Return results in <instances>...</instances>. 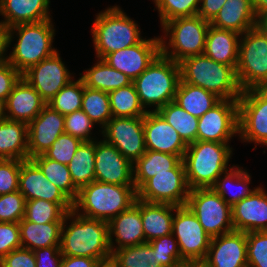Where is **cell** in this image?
Returning a JSON list of instances; mask_svg holds the SVG:
<instances>
[{
  "instance_id": "obj_62",
  "label": "cell",
  "mask_w": 267,
  "mask_h": 267,
  "mask_svg": "<svg viewBox=\"0 0 267 267\" xmlns=\"http://www.w3.org/2000/svg\"><path fill=\"white\" fill-rule=\"evenodd\" d=\"M258 25L266 32L267 34V18L259 20Z\"/></svg>"
},
{
  "instance_id": "obj_23",
  "label": "cell",
  "mask_w": 267,
  "mask_h": 267,
  "mask_svg": "<svg viewBox=\"0 0 267 267\" xmlns=\"http://www.w3.org/2000/svg\"><path fill=\"white\" fill-rule=\"evenodd\" d=\"M108 232L112 253L116 249L145 243L139 199H136L135 203L126 211L121 212L108 222Z\"/></svg>"
},
{
  "instance_id": "obj_38",
  "label": "cell",
  "mask_w": 267,
  "mask_h": 267,
  "mask_svg": "<svg viewBox=\"0 0 267 267\" xmlns=\"http://www.w3.org/2000/svg\"><path fill=\"white\" fill-rule=\"evenodd\" d=\"M30 159L39 167L47 180L57 186L72 202L75 201L78 189L74 186L67 165L49 159L44 154Z\"/></svg>"
},
{
  "instance_id": "obj_37",
  "label": "cell",
  "mask_w": 267,
  "mask_h": 267,
  "mask_svg": "<svg viewBox=\"0 0 267 267\" xmlns=\"http://www.w3.org/2000/svg\"><path fill=\"white\" fill-rule=\"evenodd\" d=\"M164 120L178 132L188 145L197 141L198 117H195L171 101L157 110Z\"/></svg>"
},
{
  "instance_id": "obj_1",
  "label": "cell",
  "mask_w": 267,
  "mask_h": 267,
  "mask_svg": "<svg viewBox=\"0 0 267 267\" xmlns=\"http://www.w3.org/2000/svg\"><path fill=\"white\" fill-rule=\"evenodd\" d=\"M60 251L63 256L90 257L100 262L111 259L108 222L87 218L71 210L63 220Z\"/></svg>"
},
{
  "instance_id": "obj_49",
  "label": "cell",
  "mask_w": 267,
  "mask_h": 267,
  "mask_svg": "<svg viewBox=\"0 0 267 267\" xmlns=\"http://www.w3.org/2000/svg\"><path fill=\"white\" fill-rule=\"evenodd\" d=\"M65 133H68L83 142L94 141L92 138V128L94 122L82 110L64 115Z\"/></svg>"
},
{
  "instance_id": "obj_46",
  "label": "cell",
  "mask_w": 267,
  "mask_h": 267,
  "mask_svg": "<svg viewBox=\"0 0 267 267\" xmlns=\"http://www.w3.org/2000/svg\"><path fill=\"white\" fill-rule=\"evenodd\" d=\"M26 199L18 190L0 195V222L19 223L25 216Z\"/></svg>"
},
{
  "instance_id": "obj_39",
  "label": "cell",
  "mask_w": 267,
  "mask_h": 267,
  "mask_svg": "<svg viewBox=\"0 0 267 267\" xmlns=\"http://www.w3.org/2000/svg\"><path fill=\"white\" fill-rule=\"evenodd\" d=\"M112 117H144L146 109L141 105L134 83L108 93Z\"/></svg>"
},
{
  "instance_id": "obj_52",
  "label": "cell",
  "mask_w": 267,
  "mask_h": 267,
  "mask_svg": "<svg viewBox=\"0 0 267 267\" xmlns=\"http://www.w3.org/2000/svg\"><path fill=\"white\" fill-rule=\"evenodd\" d=\"M22 74L17 71L6 59L0 63V99L7 100Z\"/></svg>"
},
{
  "instance_id": "obj_51",
  "label": "cell",
  "mask_w": 267,
  "mask_h": 267,
  "mask_svg": "<svg viewBox=\"0 0 267 267\" xmlns=\"http://www.w3.org/2000/svg\"><path fill=\"white\" fill-rule=\"evenodd\" d=\"M19 248H22L19 223L0 222V260Z\"/></svg>"
},
{
  "instance_id": "obj_12",
  "label": "cell",
  "mask_w": 267,
  "mask_h": 267,
  "mask_svg": "<svg viewBox=\"0 0 267 267\" xmlns=\"http://www.w3.org/2000/svg\"><path fill=\"white\" fill-rule=\"evenodd\" d=\"M238 136L244 142L267 146V96L259 89L243 90L238 99Z\"/></svg>"
},
{
  "instance_id": "obj_34",
  "label": "cell",
  "mask_w": 267,
  "mask_h": 267,
  "mask_svg": "<svg viewBox=\"0 0 267 267\" xmlns=\"http://www.w3.org/2000/svg\"><path fill=\"white\" fill-rule=\"evenodd\" d=\"M221 99L215 94L197 86L190 85L180 79L174 102L189 114L201 117Z\"/></svg>"
},
{
  "instance_id": "obj_29",
  "label": "cell",
  "mask_w": 267,
  "mask_h": 267,
  "mask_svg": "<svg viewBox=\"0 0 267 267\" xmlns=\"http://www.w3.org/2000/svg\"><path fill=\"white\" fill-rule=\"evenodd\" d=\"M145 243L172 234L175 205L140 200Z\"/></svg>"
},
{
  "instance_id": "obj_19",
  "label": "cell",
  "mask_w": 267,
  "mask_h": 267,
  "mask_svg": "<svg viewBox=\"0 0 267 267\" xmlns=\"http://www.w3.org/2000/svg\"><path fill=\"white\" fill-rule=\"evenodd\" d=\"M95 181L115 185H134L133 163L104 139L96 140Z\"/></svg>"
},
{
  "instance_id": "obj_9",
  "label": "cell",
  "mask_w": 267,
  "mask_h": 267,
  "mask_svg": "<svg viewBox=\"0 0 267 267\" xmlns=\"http://www.w3.org/2000/svg\"><path fill=\"white\" fill-rule=\"evenodd\" d=\"M236 74L242 90L267 84V34L259 25L240 36Z\"/></svg>"
},
{
  "instance_id": "obj_18",
  "label": "cell",
  "mask_w": 267,
  "mask_h": 267,
  "mask_svg": "<svg viewBox=\"0 0 267 267\" xmlns=\"http://www.w3.org/2000/svg\"><path fill=\"white\" fill-rule=\"evenodd\" d=\"M27 200L43 199L57 203L66 213L73 210V202L52 182L47 180L39 167L31 160H22L19 189Z\"/></svg>"
},
{
  "instance_id": "obj_57",
  "label": "cell",
  "mask_w": 267,
  "mask_h": 267,
  "mask_svg": "<svg viewBox=\"0 0 267 267\" xmlns=\"http://www.w3.org/2000/svg\"><path fill=\"white\" fill-rule=\"evenodd\" d=\"M252 4L258 20L267 18V0H252Z\"/></svg>"
},
{
  "instance_id": "obj_2",
  "label": "cell",
  "mask_w": 267,
  "mask_h": 267,
  "mask_svg": "<svg viewBox=\"0 0 267 267\" xmlns=\"http://www.w3.org/2000/svg\"><path fill=\"white\" fill-rule=\"evenodd\" d=\"M52 19L38 23L18 24L6 29V49L15 38L18 39L6 60L21 74L41 60L52 56L57 49L53 47L55 28Z\"/></svg>"
},
{
  "instance_id": "obj_55",
  "label": "cell",
  "mask_w": 267,
  "mask_h": 267,
  "mask_svg": "<svg viewBox=\"0 0 267 267\" xmlns=\"http://www.w3.org/2000/svg\"><path fill=\"white\" fill-rule=\"evenodd\" d=\"M226 0H200L198 16L203 20L211 22L218 14Z\"/></svg>"
},
{
  "instance_id": "obj_42",
  "label": "cell",
  "mask_w": 267,
  "mask_h": 267,
  "mask_svg": "<svg viewBox=\"0 0 267 267\" xmlns=\"http://www.w3.org/2000/svg\"><path fill=\"white\" fill-rule=\"evenodd\" d=\"M83 93V80L81 78L72 80L52 98L48 105L62 115L73 113L81 110Z\"/></svg>"
},
{
  "instance_id": "obj_47",
  "label": "cell",
  "mask_w": 267,
  "mask_h": 267,
  "mask_svg": "<svg viewBox=\"0 0 267 267\" xmlns=\"http://www.w3.org/2000/svg\"><path fill=\"white\" fill-rule=\"evenodd\" d=\"M82 142L80 139L64 132L44 155L49 159L67 165L72 160V157Z\"/></svg>"
},
{
  "instance_id": "obj_7",
  "label": "cell",
  "mask_w": 267,
  "mask_h": 267,
  "mask_svg": "<svg viewBox=\"0 0 267 267\" xmlns=\"http://www.w3.org/2000/svg\"><path fill=\"white\" fill-rule=\"evenodd\" d=\"M180 79L179 63L160 53L133 83L144 109L153 106L157 111L174 101Z\"/></svg>"
},
{
  "instance_id": "obj_58",
  "label": "cell",
  "mask_w": 267,
  "mask_h": 267,
  "mask_svg": "<svg viewBox=\"0 0 267 267\" xmlns=\"http://www.w3.org/2000/svg\"><path fill=\"white\" fill-rule=\"evenodd\" d=\"M6 29L0 24V63L6 59Z\"/></svg>"
},
{
  "instance_id": "obj_64",
  "label": "cell",
  "mask_w": 267,
  "mask_h": 267,
  "mask_svg": "<svg viewBox=\"0 0 267 267\" xmlns=\"http://www.w3.org/2000/svg\"><path fill=\"white\" fill-rule=\"evenodd\" d=\"M263 232L267 234V226L265 227V229L263 230Z\"/></svg>"
},
{
  "instance_id": "obj_27",
  "label": "cell",
  "mask_w": 267,
  "mask_h": 267,
  "mask_svg": "<svg viewBox=\"0 0 267 267\" xmlns=\"http://www.w3.org/2000/svg\"><path fill=\"white\" fill-rule=\"evenodd\" d=\"M258 23L252 0H226L210 25L243 34Z\"/></svg>"
},
{
  "instance_id": "obj_22",
  "label": "cell",
  "mask_w": 267,
  "mask_h": 267,
  "mask_svg": "<svg viewBox=\"0 0 267 267\" xmlns=\"http://www.w3.org/2000/svg\"><path fill=\"white\" fill-rule=\"evenodd\" d=\"M143 129L146 150L169 153L183 159L188 145L157 111L148 109Z\"/></svg>"
},
{
  "instance_id": "obj_13",
  "label": "cell",
  "mask_w": 267,
  "mask_h": 267,
  "mask_svg": "<svg viewBox=\"0 0 267 267\" xmlns=\"http://www.w3.org/2000/svg\"><path fill=\"white\" fill-rule=\"evenodd\" d=\"M189 191L182 160L174 169L170 170V173H158L147 180L137 190V199L151 203L184 206Z\"/></svg>"
},
{
  "instance_id": "obj_36",
  "label": "cell",
  "mask_w": 267,
  "mask_h": 267,
  "mask_svg": "<svg viewBox=\"0 0 267 267\" xmlns=\"http://www.w3.org/2000/svg\"><path fill=\"white\" fill-rule=\"evenodd\" d=\"M96 140L82 142L67 164L74 186L80 188L95 181Z\"/></svg>"
},
{
  "instance_id": "obj_30",
  "label": "cell",
  "mask_w": 267,
  "mask_h": 267,
  "mask_svg": "<svg viewBox=\"0 0 267 267\" xmlns=\"http://www.w3.org/2000/svg\"><path fill=\"white\" fill-rule=\"evenodd\" d=\"M0 159H28V124L0 121Z\"/></svg>"
},
{
  "instance_id": "obj_40",
  "label": "cell",
  "mask_w": 267,
  "mask_h": 267,
  "mask_svg": "<svg viewBox=\"0 0 267 267\" xmlns=\"http://www.w3.org/2000/svg\"><path fill=\"white\" fill-rule=\"evenodd\" d=\"M111 260L117 267H163L148 242L116 249Z\"/></svg>"
},
{
  "instance_id": "obj_17",
  "label": "cell",
  "mask_w": 267,
  "mask_h": 267,
  "mask_svg": "<svg viewBox=\"0 0 267 267\" xmlns=\"http://www.w3.org/2000/svg\"><path fill=\"white\" fill-rule=\"evenodd\" d=\"M161 53L160 36L108 54L103 60L133 82Z\"/></svg>"
},
{
  "instance_id": "obj_33",
  "label": "cell",
  "mask_w": 267,
  "mask_h": 267,
  "mask_svg": "<svg viewBox=\"0 0 267 267\" xmlns=\"http://www.w3.org/2000/svg\"><path fill=\"white\" fill-rule=\"evenodd\" d=\"M80 75H82L80 78L86 87L106 93L132 83L126 74L112 68L103 59L99 58L95 65Z\"/></svg>"
},
{
  "instance_id": "obj_6",
  "label": "cell",
  "mask_w": 267,
  "mask_h": 267,
  "mask_svg": "<svg viewBox=\"0 0 267 267\" xmlns=\"http://www.w3.org/2000/svg\"><path fill=\"white\" fill-rule=\"evenodd\" d=\"M95 18L91 33L97 59L134 46L143 39L138 24L118 5L108 7Z\"/></svg>"
},
{
  "instance_id": "obj_35",
  "label": "cell",
  "mask_w": 267,
  "mask_h": 267,
  "mask_svg": "<svg viewBox=\"0 0 267 267\" xmlns=\"http://www.w3.org/2000/svg\"><path fill=\"white\" fill-rule=\"evenodd\" d=\"M224 176V177H222ZM235 183V184H233ZM251 183V175L247 170L242 167L232 165L224 175H220L215 184L211 187L220 197L231 207L248 197L256 188L250 189L249 185ZM240 187L239 191L233 193L231 191V186ZM230 195V197H228Z\"/></svg>"
},
{
  "instance_id": "obj_44",
  "label": "cell",
  "mask_w": 267,
  "mask_h": 267,
  "mask_svg": "<svg viewBox=\"0 0 267 267\" xmlns=\"http://www.w3.org/2000/svg\"><path fill=\"white\" fill-rule=\"evenodd\" d=\"M158 9L161 26L178 17H192L198 14L200 0H153Z\"/></svg>"
},
{
  "instance_id": "obj_3",
  "label": "cell",
  "mask_w": 267,
  "mask_h": 267,
  "mask_svg": "<svg viewBox=\"0 0 267 267\" xmlns=\"http://www.w3.org/2000/svg\"><path fill=\"white\" fill-rule=\"evenodd\" d=\"M136 199L137 191L134 185L92 181L78 190L73 202V211L87 218L109 222L126 211Z\"/></svg>"
},
{
  "instance_id": "obj_63",
  "label": "cell",
  "mask_w": 267,
  "mask_h": 267,
  "mask_svg": "<svg viewBox=\"0 0 267 267\" xmlns=\"http://www.w3.org/2000/svg\"><path fill=\"white\" fill-rule=\"evenodd\" d=\"M259 89L267 96V84L260 86Z\"/></svg>"
},
{
  "instance_id": "obj_53",
  "label": "cell",
  "mask_w": 267,
  "mask_h": 267,
  "mask_svg": "<svg viewBox=\"0 0 267 267\" xmlns=\"http://www.w3.org/2000/svg\"><path fill=\"white\" fill-rule=\"evenodd\" d=\"M1 267H36V259L32 250L19 248L12 250L2 260Z\"/></svg>"
},
{
  "instance_id": "obj_60",
  "label": "cell",
  "mask_w": 267,
  "mask_h": 267,
  "mask_svg": "<svg viewBox=\"0 0 267 267\" xmlns=\"http://www.w3.org/2000/svg\"><path fill=\"white\" fill-rule=\"evenodd\" d=\"M177 267H203V264L198 262H184L179 264Z\"/></svg>"
},
{
  "instance_id": "obj_45",
  "label": "cell",
  "mask_w": 267,
  "mask_h": 267,
  "mask_svg": "<svg viewBox=\"0 0 267 267\" xmlns=\"http://www.w3.org/2000/svg\"><path fill=\"white\" fill-rule=\"evenodd\" d=\"M156 252L158 262L163 267H177L185 261L181 258L179 245L173 234L162 236L148 242Z\"/></svg>"
},
{
  "instance_id": "obj_11",
  "label": "cell",
  "mask_w": 267,
  "mask_h": 267,
  "mask_svg": "<svg viewBox=\"0 0 267 267\" xmlns=\"http://www.w3.org/2000/svg\"><path fill=\"white\" fill-rule=\"evenodd\" d=\"M172 234L185 262H203L212 237L205 232L196 215L186 205L175 206Z\"/></svg>"
},
{
  "instance_id": "obj_26",
  "label": "cell",
  "mask_w": 267,
  "mask_h": 267,
  "mask_svg": "<svg viewBox=\"0 0 267 267\" xmlns=\"http://www.w3.org/2000/svg\"><path fill=\"white\" fill-rule=\"evenodd\" d=\"M50 0H0V24L9 29L18 24L38 23L50 16Z\"/></svg>"
},
{
  "instance_id": "obj_25",
  "label": "cell",
  "mask_w": 267,
  "mask_h": 267,
  "mask_svg": "<svg viewBox=\"0 0 267 267\" xmlns=\"http://www.w3.org/2000/svg\"><path fill=\"white\" fill-rule=\"evenodd\" d=\"M5 103L7 119L26 124L35 119L46 105L38 92L23 77L16 83Z\"/></svg>"
},
{
  "instance_id": "obj_43",
  "label": "cell",
  "mask_w": 267,
  "mask_h": 267,
  "mask_svg": "<svg viewBox=\"0 0 267 267\" xmlns=\"http://www.w3.org/2000/svg\"><path fill=\"white\" fill-rule=\"evenodd\" d=\"M67 213L57 204L43 199L27 200L24 218L38 224L63 222Z\"/></svg>"
},
{
  "instance_id": "obj_41",
  "label": "cell",
  "mask_w": 267,
  "mask_h": 267,
  "mask_svg": "<svg viewBox=\"0 0 267 267\" xmlns=\"http://www.w3.org/2000/svg\"><path fill=\"white\" fill-rule=\"evenodd\" d=\"M81 110L101 129L113 118L108 93L85 85Z\"/></svg>"
},
{
  "instance_id": "obj_50",
  "label": "cell",
  "mask_w": 267,
  "mask_h": 267,
  "mask_svg": "<svg viewBox=\"0 0 267 267\" xmlns=\"http://www.w3.org/2000/svg\"><path fill=\"white\" fill-rule=\"evenodd\" d=\"M22 160L0 159V195L18 191Z\"/></svg>"
},
{
  "instance_id": "obj_4",
  "label": "cell",
  "mask_w": 267,
  "mask_h": 267,
  "mask_svg": "<svg viewBox=\"0 0 267 267\" xmlns=\"http://www.w3.org/2000/svg\"><path fill=\"white\" fill-rule=\"evenodd\" d=\"M179 66L180 78L185 83L201 87L220 99L238 100L241 96L236 66L216 62L204 53L183 59Z\"/></svg>"
},
{
  "instance_id": "obj_5",
  "label": "cell",
  "mask_w": 267,
  "mask_h": 267,
  "mask_svg": "<svg viewBox=\"0 0 267 267\" xmlns=\"http://www.w3.org/2000/svg\"><path fill=\"white\" fill-rule=\"evenodd\" d=\"M229 143L196 141L188 144L183 162L189 189L211 188L229 170L232 157Z\"/></svg>"
},
{
  "instance_id": "obj_24",
  "label": "cell",
  "mask_w": 267,
  "mask_h": 267,
  "mask_svg": "<svg viewBox=\"0 0 267 267\" xmlns=\"http://www.w3.org/2000/svg\"><path fill=\"white\" fill-rule=\"evenodd\" d=\"M235 231H263L267 226V192L261 186L231 207Z\"/></svg>"
},
{
  "instance_id": "obj_16",
  "label": "cell",
  "mask_w": 267,
  "mask_h": 267,
  "mask_svg": "<svg viewBox=\"0 0 267 267\" xmlns=\"http://www.w3.org/2000/svg\"><path fill=\"white\" fill-rule=\"evenodd\" d=\"M66 68L58 51L31 66L22 77L48 104L52 98L74 78Z\"/></svg>"
},
{
  "instance_id": "obj_8",
  "label": "cell",
  "mask_w": 267,
  "mask_h": 267,
  "mask_svg": "<svg viewBox=\"0 0 267 267\" xmlns=\"http://www.w3.org/2000/svg\"><path fill=\"white\" fill-rule=\"evenodd\" d=\"M209 26L210 22L198 15L165 22L162 25L164 36L160 37L161 54L177 63L187 57L203 54Z\"/></svg>"
},
{
  "instance_id": "obj_54",
  "label": "cell",
  "mask_w": 267,
  "mask_h": 267,
  "mask_svg": "<svg viewBox=\"0 0 267 267\" xmlns=\"http://www.w3.org/2000/svg\"><path fill=\"white\" fill-rule=\"evenodd\" d=\"M36 267H61L63 255L60 246H51L33 251Z\"/></svg>"
},
{
  "instance_id": "obj_48",
  "label": "cell",
  "mask_w": 267,
  "mask_h": 267,
  "mask_svg": "<svg viewBox=\"0 0 267 267\" xmlns=\"http://www.w3.org/2000/svg\"><path fill=\"white\" fill-rule=\"evenodd\" d=\"M248 267H267V234L263 231L247 233Z\"/></svg>"
},
{
  "instance_id": "obj_21",
  "label": "cell",
  "mask_w": 267,
  "mask_h": 267,
  "mask_svg": "<svg viewBox=\"0 0 267 267\" xmlns=\"http://www.w3.org/2000/svg\"><path fill=\"white\" fill-rule=\"evenodd\" d=\"M64 132V115L46 104L28 124V159L44 154Z\"/></svg>"
},
{
  "instance_id": "obj_61",
  "label": "cell",
  "mask_w": 267,
  "mask_h": 267,
  "mask_svg": "<svg viewBox=\"0 0 267 267\" xmlns=\"http://www.w3.org/2000/svg\"><path fill=\"white\" fill-rule=\"evenodd\" d=\"M97 267H117V265L111 260L100 262Z\"/></svg>"
},
{
  "instance_id": "obj_59",
  "label": "cell",
  "mask_w": 267,
  "mask_h": 267,
  "mask_svg": "<svg viewBox=\"0 0 267 267\" xmlns=\"http://www.w3.org/2000/svg\"><path fill=\"white\" fill-rule=\"evenodd\" d=\"M7 119L6 117V103L5 100L0 99V121Z\"/></svg>"
},
{
  "instance_id": "obj_32",
  "label": "cell",
  "mask_w": 267,
  "mask_h": 267,
  "mask_svg": "<svg viewBox=\"0 0 267 267\" xmlns=\"http://www.w3.org/2000/svg\"><path fill=\"white\" fill-rule=\"evenodd\" d=\"M182 158L177 155L146 150L143 156L133 163V179L136 191L158 173H170Z\"/></svg>"
},
{
  "instance_id": "obj_20",
  "label": "cell",
  "mask_w": 267,
  "mask_h": 267,
  "mask_svg": "<svg viewBox=\"0 0 267 267\" xmlns=\"http://www.w3.org/2000/svg\"><path fill=\"white\" fill-rule=\"evenodd\" d=\"M203 267H248L247 233L231 231L211 239Z\"/></svg>"
},
{
  "instance_id": "obj_28",
  "label": "cell",
  "mask_w": 267,
  "mask_h": 267,
  "mask_svg": "<svg viewBox=\"0 0 267 267\" xmlns=\"http://www.w3.org/2000/svg\"><path fill=\"white\" fill-rule=\"evenodd\" d=\"M240 36L241 34L234 31L210 25L204 54L216 62L237 66Z\"/></svg>"
},
{
  "instance_id": "obj_10",
  "label": "cell",
  "mask_w": 267,
  "mask_h": 267,
  "mask_svg": "<svg viewBox=\"0 0 267 267\" xmlns=\"http://www.w3.org/2000/svg\"><path fill=\"white\" fill-rule=\"evenodd\" d=\"M186 206L196 215L210 237L234 230L231 206L212 188H195L189 191Z\"/></svg>"
},
{
  "instance_id": "obj_31",
  "label": "cell",
  "mask_w": 267,
  "mask_h": 267,
  "mask_svg": "<svg viewBox=\"0 0 267 267\" xmlns=\"http://www.w3.org/2000/svg\"><path fill=\"white\" fill-rule=\"evenodd\" d=\"M63 222L38 224L23 218L19 222L22 248L36 250L51 246H60Z\"/></svg>"
},
{
  "instance_id": "obj_56",
  "label": "cell",
  "mask_w": 267,
  "mask_h": 267,
  "mask_svg": "<svg viewBox=\"0 0 267 267\" xmlns=\"http://www.w3.org/2000/svg\"><path fill=\"white\" fill-rule=\"evenodd\" d=\"M100 261L90 257L63 256L61 267H97Z\"/></svg>"
},
{
  "instance_id": "obj_14",
  "label": "cell",
  "mask_w": 267,
  "mask_h": 267,
  "mask_svg": "<svg viewBox=\"0 0 267 267\" xmlns=\"http://www.w3.org/2000/svg\"><path fill=\"white\" fill-rule=\"evenodd\" d=\"M239 134L238 100L221 99L198 119L197 141L229 143Z\"/></svg>"
},
{
  "instance_id": "obj_15",
  "label": "cell",
  "mask_w": 267,
  "mask_h": 267,
  "mask_svg": "<svg viewBox=\"0 0 267 267\" xmlns=\"http://www.w3.org/2000/svg\"><path fill=\"white\" fill-rule=\"evenodd\" d=\"M144 117H113L100 131L103 139L134 163L146 152Z\"/></svg>"
}]
</instances>
